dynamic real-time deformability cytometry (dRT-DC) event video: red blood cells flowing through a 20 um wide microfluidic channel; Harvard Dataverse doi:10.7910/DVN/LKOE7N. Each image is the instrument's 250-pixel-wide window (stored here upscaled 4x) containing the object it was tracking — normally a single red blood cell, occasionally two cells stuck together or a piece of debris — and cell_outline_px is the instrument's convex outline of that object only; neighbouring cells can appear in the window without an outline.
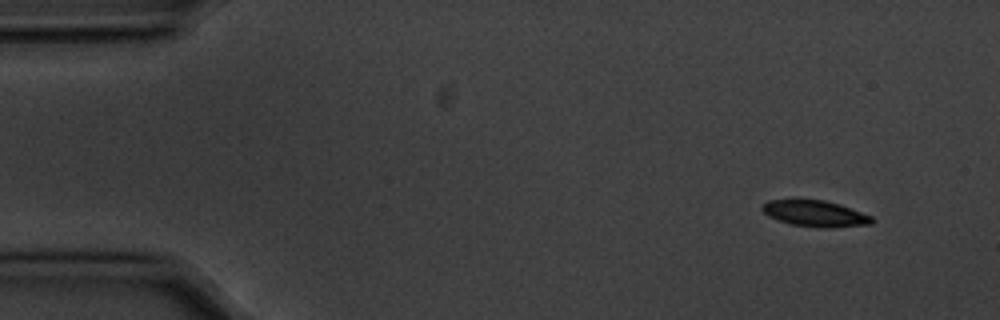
{"species": "common noctule bat (a hibernating species)", "species_latin": "Nyctalus noctula", "temperature_condition": "cold", "stored_images_in_passage": 5, "camera_frame_rate_fps": 3000, "um_per_image_px": 0.085, "animal": {"sex": "male", "body_mass_g": 20.1, "forearm_length_mm": 53.5}, "frame": {"image": 1, "passage_image": 1, "time_ms": 0.0, "image_size_px": [1000, 320], "cell_outline_px": [[876, 220], [872, 224], [824, 228], [792, 224], [768, 216], [760, 208], [768, 200], [824, 200], [840, 204], [872, 216]], "centroid_in_image_um": [69.33, 18.15], "position_along_channel_um": 15.7, "area_um2": 16.53}}
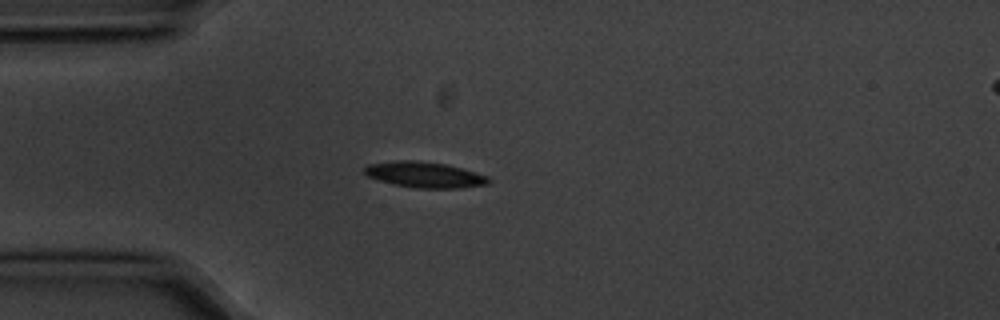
{"frame": {"image": 2, "passage_image": 4, "time_ms": 1.0, "image_size_px": [1000, 320], "cell_outline_px": [[492, 180], [488, 184], [460, 188], [420, 188], [392, 184], [376, 180], [368, 176], [364, 172], [364, 168], [368, 164], [396, 160], [416, 160], [444, 164], [460, 168], [488, 176]], "centroid_in_image_um": [36.07, 14.85], "position_along_channel_um": 48.9, "area_um2": 18.61}}